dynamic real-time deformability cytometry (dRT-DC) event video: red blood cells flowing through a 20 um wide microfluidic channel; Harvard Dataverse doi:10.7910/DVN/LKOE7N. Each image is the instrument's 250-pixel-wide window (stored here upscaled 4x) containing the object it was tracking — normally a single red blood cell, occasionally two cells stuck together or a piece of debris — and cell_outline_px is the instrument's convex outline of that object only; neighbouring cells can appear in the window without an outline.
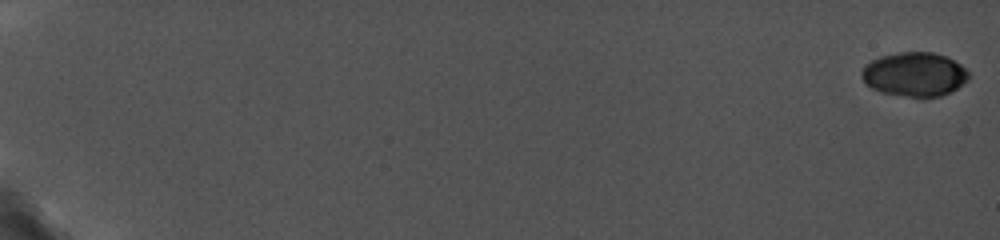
{"species": "common noctule bat (a hibernating species)", "species_latin": "Nyctalus noctula", "temperature_condition": "cold", "stored_images_in_passage": 29, "camera_frame_rate_fps": 5000, "um_per_image_px": 0.085, "animal": {"sex": "female", "body_mass_g": 19.0, "forearm_length_mm": 56.7}, "frame": {"image": 1, "passage_image": 1, "time_ms": 0.0, "image_size_px": [1000, 240], "cell_outline_px": [[972, 76], [968, 80], [956, 88], [940, 96], [908, 96], [880, 92], [864, 84], [860, 76], [860, 72], [864, 64], [880, 56], [900, 52], [932, 52], [944, 56], [960, 64]], "centroid_in_image_um": [77.68, 6.31], "position_along_channel_um": 7.3, "area_um2": 27.46}}
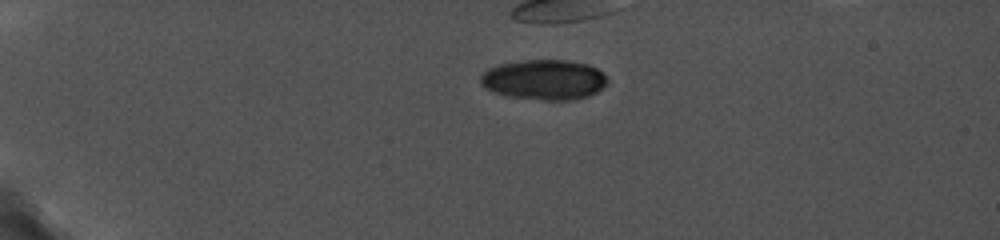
{"frame": {"image": 2, "passage_image": 15, "time_ms": 5.0, "image_size_px": [1000, 240], "cell_outline_px": [[608, 84], [596, 92], [588, 96], [572, 100], [544, 100], [504, 96], [492, 92], [484, 88], [480, 84], [480, 76], [488, 68], [500, 64], [524, 60], [564, 60], [588, 64], [596, 68], [608, 80]], "centroid_in_image_um": [46.21, 6.78], "position_along_channel_um": 38.8, "area_um2": 29.82}}